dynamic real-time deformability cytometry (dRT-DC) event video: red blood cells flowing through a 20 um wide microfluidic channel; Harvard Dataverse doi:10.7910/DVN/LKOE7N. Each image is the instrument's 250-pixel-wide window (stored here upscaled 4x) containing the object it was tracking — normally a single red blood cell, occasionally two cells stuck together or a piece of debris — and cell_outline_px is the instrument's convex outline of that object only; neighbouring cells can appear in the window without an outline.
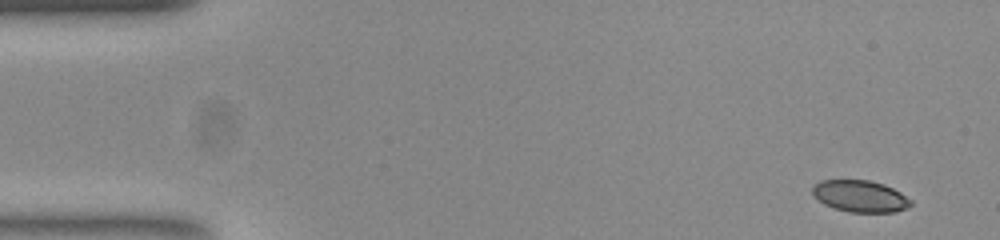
{"species": "common noctule bat (a hibernating species)", "species_latin": "Nyctalus noctula", "temperature_condition": "room temperature", "stored_images_in_passage": 51, "camera_frame_rate_fps": 3000, "um_per_image_px": 0.085, "animal": {"sex": "female", "body_mass_g": 23.0, "forearm_length_mm": 53.4}, "frame": {"image": 1, "passage_image": 1, "time_ms": 0.0, "image_size_px": [1000, 240], "cell_outline_px": [[912, 204], [908, 208], [896, 212], [848, 212], [832, 208], [824, 204], [812, 192], [812, 188], [820, 180], [868, 180], [884, 184], [900, 192], [912, 200]], "centroid_in_image_um": [73.14, 16.68], "position_along_channel_um": 11.9, "area_um2": 18.21}}
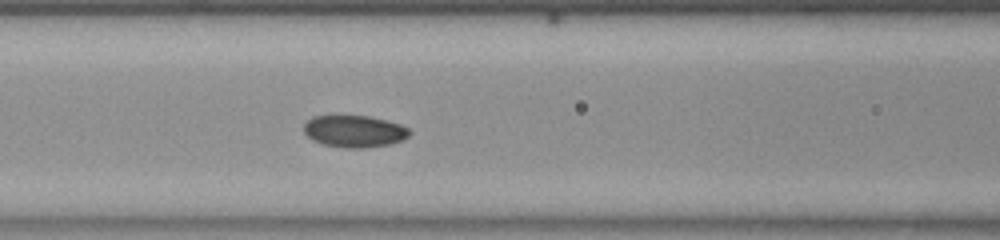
{"frame": {"image": 2, "passage_image": 20, "time_ms": 6.333, "image_size_px": [1000, 240], "cell_outline_px": [[412, 132], [404, 140], [388, 144], [364, 148], [348, 148], [324, 144], [312, 140], [304, 132], [304, 124], [312, 116], [332, 112], [368, 116], [388, 120], [400, 124], [408, 128]], "centroid_in_image_um": [30.09, 11.1], "position_along_channel_um": 136.5, "area_um2": 20.46}}
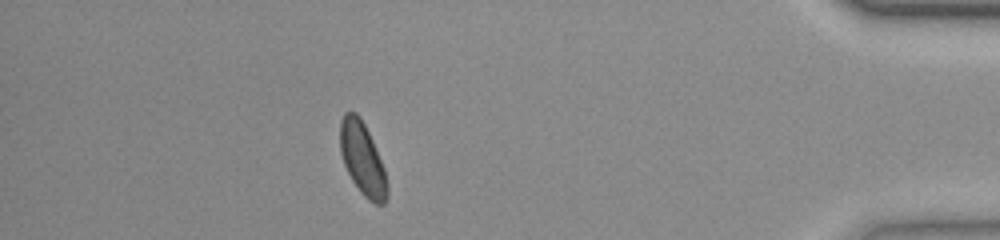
{"frame": {"image": 3, "passage_image": 45, "time_ms": 14.667, "image_size_px": [1000, 240], "cell_outline_px": [[388, 196], [384, 204], [376, 204], [368, 200], [360, 192], [352, 180], [344, 164], [340, 152], [340, 120], [344, 112], [356, 112], [360, 116], [372, 140], [384, 168], [388, 184]], "centroid_in_image_um": [30.81, 13.51], "position_along_channel_um": 404.4, "area_um2": 19.94}, "authors_computed_cell_mechanics": {"area_um2": 19.8254, "velocity_mm_per_s": 3.8357, "shape_relaxation_time_tau1_ms": 1.7417, "shape_relaxation_time_tau2_ms": 3.7197, "deformation_change_tau1": 0.0811, "deformation_change_tau2": 0.0731}}